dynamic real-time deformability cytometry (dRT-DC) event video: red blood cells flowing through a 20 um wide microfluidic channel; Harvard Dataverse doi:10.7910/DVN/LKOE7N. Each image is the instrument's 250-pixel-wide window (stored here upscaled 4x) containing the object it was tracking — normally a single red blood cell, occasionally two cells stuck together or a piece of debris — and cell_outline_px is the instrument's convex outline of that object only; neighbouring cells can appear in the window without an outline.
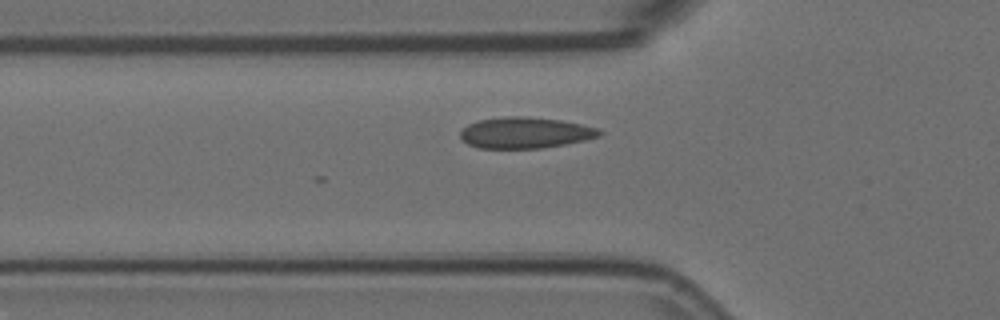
{"species": "Egyptian fruit bat (a non-hibernating species)", "species_latin": "Rousettus aegyptiacus", "temperature_condition": "room temperature", "stored_images_in_passage": 5, "segment_of_instrument_passage": [2, 2], "camera_frame_rate_fps": 3000, "um_per_image_px": 0.085, "animal": {"sex": "female"}, "frame": {"image": 1, "passage_image": 5, "time_ms": 1.333, "image_size_px": [1000, 320], "cell_outline_px": [[604, 132], [600, 136], [584, 140], [564, 144], [540, 148], [480, 148], [468, 144], [460, 140], [460, 132], [468, 124], [476, 120], [504, 116], [524, 116], [560, 120], [580, 124], [596, 128]], "centroid_in_image_um": [44.59, 11.28], "position_along_channel_um": 81.2, "area_um2": 25.2}}